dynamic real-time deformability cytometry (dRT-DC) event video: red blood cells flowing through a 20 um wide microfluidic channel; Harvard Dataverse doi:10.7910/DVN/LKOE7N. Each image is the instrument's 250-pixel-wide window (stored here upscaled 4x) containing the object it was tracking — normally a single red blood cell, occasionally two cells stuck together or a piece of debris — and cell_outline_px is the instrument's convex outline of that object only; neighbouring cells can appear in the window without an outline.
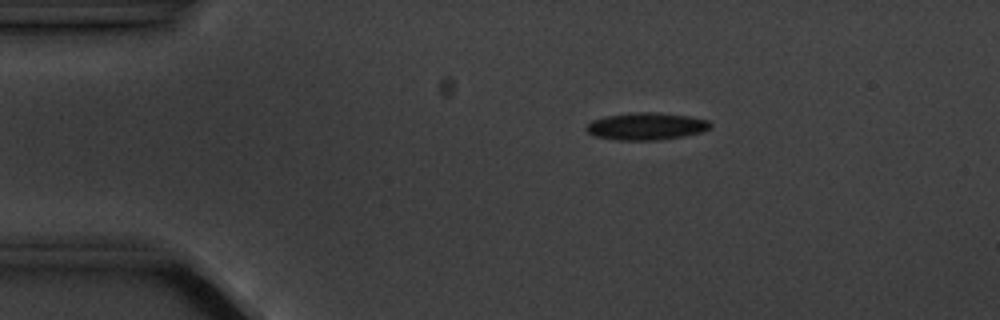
{"species": "common noctule bat (a hibernating species)", "species_latin": "Nyctalus noctula", "temperature_condition": "cold", "stored_images_in_passage": 4, "camera_frame_rate_fps": 3000, "um_per_image_px": 0.085, "animal": {"sex": "male", "body_mass_g": 20.1, "forearm_length_mm": 53.5}, "frame": {"image": 1, "passage_image": 3, "time_ms": 2.333, "image_size_px": [1000, 320], "cell_outline_px": [[712, 128], [704, 132], [684, 136], [656, 140], [616, 140], [596, 136], [588, 132], [584, 128], [592, 120], [604, 116], [636, 112], [652, 112], [688, 116], [708, 120], [712, 124]], "centroid_in_image_um": [54.96, 10.73], "position_along_channel_um": 30.0, "area_um2": 19.77}}